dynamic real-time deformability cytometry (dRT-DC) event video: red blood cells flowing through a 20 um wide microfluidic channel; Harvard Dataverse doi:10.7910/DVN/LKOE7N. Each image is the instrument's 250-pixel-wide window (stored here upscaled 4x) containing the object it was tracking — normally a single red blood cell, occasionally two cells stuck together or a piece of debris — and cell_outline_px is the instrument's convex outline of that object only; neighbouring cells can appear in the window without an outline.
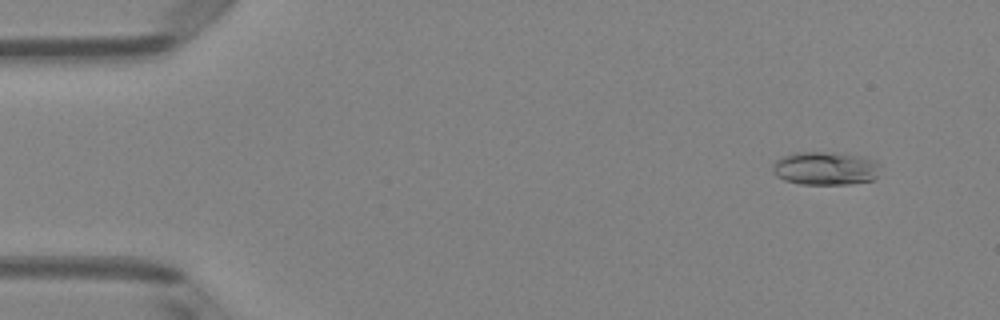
{"species": "Egyptian fruit bat (a non-hibernating species)", "species_latin": "Rousettus aegyptiacus", "temperature_condition": "room temperature", "stored_images_in_passage": 6, "camera_frame_rate_fps": 3000, "um_per_image_px": 0.085, "animal": {"sex": "female"}, "frame": {"image": 1, "passage_image": 2, "time_ms": 0.333, "image_size_px": [1000, 320], "cell_outline_px": [[880, 164], [876, 176], [872, 180], [848, 184], [800, 184], [784, 180], [776, 176], [772, 172], [772, 164], [780, 156], [792, 152], [844, 152], [864, 156], [876, 160]], "centroid_in_image_um": [70.13, 14.28], "position_along_channel_um": 14.9, "area_um2": 21.44}}